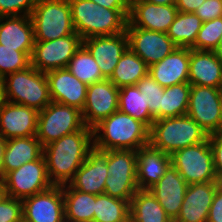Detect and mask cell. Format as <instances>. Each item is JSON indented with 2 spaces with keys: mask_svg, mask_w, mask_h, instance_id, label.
I'll return each instance as SVG.
<instances>
[{
  "mask_svg": "<svg viewBox=\"0 0 222 222\" xmlns=\"http://www.w3.org/2000/svg\"><path fill=\"white\" fill-rule=\"evenodd\" d=\"M93 149V129L86 126L44 146L49 180L53 185L68 184Z\"/></svg>",
  "mask_w": 222,
  "mask_h": 222,
  "instance_id": "obj_1",
  "label": "cell"
},
{
  "mask_svg": "<svg viewBox=\"0 0 222 222\" xmlns=\"http://www.w3.org/2000/svg\"><path fill=\"white\" fill-rule=\"evenodd\" d=\"M149 131L144 123L118 110L93 128L94 149L137 151L149 144Z\"/></svg>",
  "mask_w": 222,
  "mask_h": 222,
  "instance_id": "obj_2",
  "label": "cell"
},
{
  "mask_svg": "<svg viewBox=\"0 0 222 222\" xmlns=\"http://www.w3.org/2000/svg\"><path fill=\"white\" fill-rule=\"evenodd\" d=\"M76 33L87 39L126 31L130 9H107L90 0H68Z\"/></svg>",
  "mask_w": 222,
  "mask_h": 222,
  "instance_id": "obj_3",
  "label": "cell"
},
{
  "mask_svg": "<svg viewBox=\"0 0 222 222\" xmlns=\"http://www.w3.org/2000/svg\"><path fill=\"white\" fill-rule=\"evenodd\" d=\"M208 136L188 115L168 117L153 122L149 131V144L172 155L175 151L206 141Z\"/></svg>",
  "mask_w": 222,
  "mask_h": 222,
  "instance_id": "obj_4",
  "label": "cell"
},
{
  "mask_svg": "<svg viewBox=\"0 0 222 222\" xmlns=\"http://www.w3.org/2000/svg\"><path fill=\"white\" fill-rule=\"evenodd\" d=\"M4 97L7 102L38 111L43 110L52 101L45 73L32 65L4 77Z\"/></svg>",
  "mask_w": 222,
  "mask_h": 222,
  "instance_id": "obj_5",
  "label": "cell"
},
{
  "mask_svg": "<svg viewBox=\"0 0 222 222\" xmlns=\"http://www.w3.org/2000/svg\"><path fill=\"white\" fill-rule=\"evenodd\" d=\"M30 18L35 41H51L76 33L68 0H37Z\"/></svg>",
  "mask_w": 222,
  "mask_h": 222,
  "instance_id": "obj_6",
  "label": "cell"
},
{
  "mask_svg": "<svg viewBox=\"0 0 222 222\" xmlns=\"http://www.w3.org/2000/svg\"><path fill=\"white\" fill-rule=\"evenodd\" d=\"M107 175L104 193L121 200H130L139 190L137 185V152L107 150Z\"/></svg>",
  "mask_w": 222,
  "mask_h": 222,
  "instance_id": "obj_7",
  "label": "cell"
},
{
  "mask_svg": "<svg viewBox=\"0 0 222 222\" xmlns=\"http://www.w3.org/2000/svg\"><path fill=\"white\" fill-rule=\"evenodd\" d=\"M78 108L51 101L39 111L36 138L44 147L84 127Z\"/></svg>",
  "mask_w": 222,
  "mask_h": 222,
  "instance_id": "obj_8",
  "label": "cell"
},
{
  "mask_svg": "<svg viewBox=\"0 0 222 222\" xmlns=\"http://www.w3.org/2000/svg\"><path fill=\"white\" fill-rule=\"evenodd\" d=\"M170 157L171 164L188 185L214 181L216 174L209 139L175 151Z\"/></svg>",
  "mask_w": 222,
  "mask_h": 222,
  "instance_id": "obj_9",
  "label": "cell"
},
{
  "mask_svg": "<svg viewBox=\"0 0 222 222\" xmlns=\"http://www.w3.org/2000/svg\"><path fill=\"white\" fill-rule=\"evenodd\" d=\"M2 182L7 196L25 199L37 193L48 190L53 186L49 180L45 157L21 165L16 170L6 173Z\"/></svg>",
  "mask_w": 222,
  "mask_h": 222,
  "instance_id": "obj_10",
  "label": "cell"
},
{
  "mask_svg": "<svg viewBox=\"0 0 222 222\" xmlns=\"http://www.w3.org/2000/svg\"><path fill=\"white\" fill-rule=\"evenodd\" d=\"M187 115L208 135L221 131L222 88L191 85Z\"/></svg>",
  "mask_w": 222,
  "mask_h": 222,
  "instance_id": "obj_11",
  "label": "cell"
},
{
  "mask_svg": "<svg viewBox=\"0 0 222 222\" xmlns=\"http://www.w3.org/2000/svg\"><path fill=\"white\" fill-rule=\"evenodd\" d=\"M82 44L83 39L77 33L51 41H35L31 65L43 73L67 68L70 59Z\"/></svg>",
  "mask_w": 222,
  "mask_h": 222,
  "instance_id": "obj_12",
  "label": "cell"
},
{
  "mask_svg": "<svg viewBox=\"0 0 222 222\" xmlns=\"http://www.w3.org/2000/svg\"><path fill=\"white\" fill-rule=\"evenodd\" d=\"M119 88L109 79L87 87L86 102L81 111L84 125L93 129L102 120L118 111Z\"/></svg>",
  "mask_w": 222,
  "mask_h": 222,
  "instance_id": "obj_13",
  "label": "cell"
},
{
  "mask_svg": "<svg viewBox=\"0 0 222 222\" xmlns=\"http://www.w3.org/2000/svg\"><path fill=\"white\" fill-rule=\"evenodd\" d=\"M128 48L142 58L146 65L158 63L177 46L165 32L150 31L139 27H126Z\"/></svg>",
  "mask_w": 222,
  "mask_h": 222,
  "instance_id": "obj_14",
  "label": "cell"
},
{
  "mask_svg": "<svg viewBox=\"0 0 222 222\" xmlns=\"http://www.w3.org/2000/svg\"><path fill=\"white\" fill-rule=\"evenodd\" d=\"M23 220L26 222H61L65 217L62 185L22 200Z\"/></svg>",
  "mask_w": 222,
  "mask_h": 222,
  "instance_id": "obj_15",
  "label": "cell"
},
{
  "mask_svg": "<svg viewBox=\"0 0 222 222\" xmlns=\"http://www.w3.org/2000/svg\"><path fill=\"white\" fill-rule=\"evenodd\" d=\"M178 13L175 5L152 4L144 0L130 3V12L126 27L167 32Z\"/></svg>",
  "mask_w": 222,
  "mask_h": 222,
  "instance_id": "obj_16",
  "label": "cell"
},
{
  "mask_svg": "<svg viewBox=\"0 0 222 222\" xmlns=\"http://www.w3.org/2000/svg\"><path fill=\"white\" fill-rule=\"evenodd\" d=\"M83 45L98 64L102 76L110 79L119 59L128 49V37L126 32L111 36H95L83 39Z\"/></svg>",
  "mask_w": 222,
  "mask_h": 222,
  "instance_id": "obj_17",
  "label": "cell"
},
{
  "mask_svg": "<svg viewBox=\"0 0 222 222\" xmlns=\"http://www.w3.org/2000/svg\"><path fill=\"white\" fill-rule=\"evenodd\" d=\"M39 111L5 101L0 107V134L6 139L36 136Z\"/></svg>",
  "mask_w": 222,
  "mask_h": 222,
  "instance_id": "obj_18",
  "label": "cell"
},
{
  "mask_svg": "<svg viewBox=\"0 0 222 222\" xmlns=\"http://www.w3.org/2000/svg\"><path fill=\"white\" fill-rule=\"evenodd\" d=\"M107 170V151L93 149L68 184L83 193L103 194Z\"/></svg>",
  "mask_w": 222,
  "mask_h": 222,
  "instance_id": "obj_19",
  "label": "cell"
},
{
  "mask_svg": "<svg viewBox=\"0 0 222 222\" xmlns=\"http://www.w3.org/2000/svg\"><path fill=\"white\" fill-rule=\"evenodd\" d=\"M51 100L82 111L87 94V85L75 77L67 68L45 73Z\"/></svg>",
  "mask_w": 222,
  "mask_h": 222,
  "instance_id": "obj_20",
  "label": "cell"
},
{
  "mask_svg": "<svg viewBox=\"0 0 222 222\" xmlns=\"http://www.w3.org/2000/svg\"><path fill=\"white\" fill-rule=\"evenodd\" d=\"M187 186V182L171 164L163 177L149 188V191L158 200L167 216L173 222L180 213Z\"/></svg>",
  "mask_w": 222,
  "mask_h": 222,
  "instance_id": "obj_21",
  "label": "cell"
},
{
  "mask_svg": "<svg viewBox=\"0 0 222 222\" xmlns=\"http://www.w3.org/2000/svg\"><path fill=\"white\" fill-rule=\"evenodd\" d=\"M215 192L214 181L188 185L174 222H207Z\"/></svg>",
  "mask_w": 222,
  "mask_h": 222,
  "instance_id": "obj_22",
  "label": "cell"
},
{
  "mask_svg": "<svg viewBox=\"0 0 222 222\" xmlns=\"http://www.w3.org/2000/svg\"><path fill=\"white\" fill-rule=\"evenodd\" d=\"M191 85L222 88V62L214 51L189 48V75Z\"/></svg>",
  "mask_w": 222,
  "mask_h": 222,
  "instance_id": "obj_23",
  "label": "cell"
},
{
  "mask_svg": "<svg viewBox=\"0 0 222 222\" xmlns=\"http://www.w3.org/2000/svg\"><path fill=\"white\" fill-rule=\"evenodd\" d=\"M148 73L162 87L188 82L189 48H175L164 59L151 65Z\"/></svg>",
  "mask_w": 222,
  "mask_h": 222,
  "instance_id": "obj_24",
  "label": "cell"
},
{
  "mask_svg": "<svg viewBox=\"0 0 222 222\" xmlns=\"http://www.w3.org/2000/svg\"><path fill=\"white\" fill-rule=\"evenodd\" d=\"M136 152L138 188L149 189L163 177L171 165V157L150 144L141 147Z\"/></svg>",
  "mask_w": 222,
  "mask_h": 222,
  "instance_id": "obj_25",
  "label": "cell"
},
{
  "mask_svg": "<svg viewBox=\"0 0 222 222\" xmlns=\"http://www.w3.org/2000/svg\"><path fill=\"white\" fill-rule=\"evenodd\" d=\"M34 28L30 16L0 17V44L18 51L33 52Z\"/></svg>",
  "mask_w": 222,
  "mask_h": 222,
  "instance_id": "obj_26",
  "label": "cell"
},
{
  "mask_svg": "<svg viewBox=\"0 0 222 222\" xmlns=\"http://www.w3.org/2000/svg\"><path fill=\"white\" fill-rule=\"evenodd\" d=\"M42 155L43 146L36 136L6 140V148L2 160L3 176L25 163L38 160Z\"/></svg>",
  "mask_w": 222,
  "mask_h": 222,
  "instance_id": "obj_27",
  "label": "cell"
},
{
  "mask_svg": "<svg viewBox=\"0 0 222 222\" xmlns=\"http://www.w3.org/2000/svg\"><path fill=\"white\" fill-rule=\"evenodd\" d=\"M129 222H173L149 189H139L130 200Z\"/></svg>",
  "mask_w": 222,
  "mask_h": 222,
  "instance_id": "obj_28",
  "label": "cell"
},
{
  "mask_svg": "<svg viewBox=\"0 0 222 222\" xmlns=\"http://www.w3.org/2000/svg\"><path fill=\"white\" fill-rule=\"evenodd\" d=\"M65 218L76 222H93L96 195L62 185Z\"/></svg>",
  "mask_w": 222,
  "mask_h": 222,
  "instance_id": "obj_29",
  "label": "cell"
},
{
  "mask_svg": "<svg viewBox=\"0 0 222 222\" xmlns=\"http://www.w3.org/2000/svg\"><path fill=\"white\" fill-rule=\"evenodd\" d=\"M148 71L149 67L145 61L128 48L119 59L109 80L120 89L136 85Z\"/></svg>",
  "mask_w": 222,
  "mask_h": 222,
  "instance_id": "obj_30",
  "label": "cell"
},
{
  "mask_svg": "<svg viewBox=\"0 0 222 222\" xmlns=\"http://www.w3.org/2000/svg\"><path fill=\"white\" fill-rule=\"evenodd\" d=\"M147 102L137 85L119 89L118 110L141 121L150 129L155 120L151 116Z\"/></svg>",
  "mask_w": 222,
  "mask_h": 222,
  "instance_id": "obj_31",
  "label": "cell"
},
{
  "mask_svg": "<svg viewBox=\"0 0 222 222\" xmlns=\"http://www.w3.org/2000/svg\"><path fill=\"white\" fill-rule=\"evenodd\" d=\"M202 23L195 13L178 11L166 34L177 47L191 48L195 44Z\"/></svg>",
  "mask_w": 222,
  "mask_h": 222,
  "instance_id": "obj_32",
  "label": "cell"
},
{
  "mask_svg": "<svg viewBox=\"0 0 222 222\" xmlns=\"http://www.w3.org/2000/svg\"><path fill=\"white\" fill-rule=\"evenodd\" d=\"M129 206L127 200L105 193L96 195L93 222H129Z\"/></svg>",
  "mask_w": 222,
  "mask_h": 222,
  "instance_id": "obj_33",
  "label": "cell"
},
{
  "mask_svg": "<svg viewBox=\"0 0 222 222\" xmlns=\"http://www.w3.org/2000/svg\"><path fill=\"white\" fill-rule=\"evenodd\" d=\"M191 84L189 82L164 87L161 119L187 115Z\"/></svg>",
  "mask_w": 222,
  "mask_h": 222,
  "instance_id": "obj_34",
  "label": "cell"
},
{
  "mask_svg": "<svg viewBox=\"0 0 222 222\" xmlns=\"http://www.w3.org/2000/svg\"><path fill=\"white\" fill-rule=\"evenodd\" d=\"M67 69L87 86L105 79L98 64L83 44L70 59Z\"/></svg>",
  "mask_w": 222,
  "mask_h": 222,
  "instance_id": "obj_35",
  "label": "cell"
},
{
  "mask_svg": "<svg viewBox=\"0 0 222 222\" xmlns=\"http://www.w3.org/2000/svg\"><path fill=\"white\" fill-rule=\"evenodd\" d=\"M32 52L18 51L0 44V76L24 70L31 65Z\"/></svg>",
  "mask_w": 222,
  "mask_h": 222,
  "instance_id": "obj_36",
  "label": "cell"
},
{
  "mask_svg": "<svg viewBox=\"0 0 222 222\" xmlns=\"http://www.w3.org/2000/svg\"><path fill=\"white\" fill-rule=\"evenodd\" d=\"M222 36V17L202 23L195 44L191 49L213 51Z\"/></svg>",
  "mask_w": 222,
  "mask_h": 222,
  "instance_id": "obj_37",
  "label": "cell"
},
{
  "mask_svg": "<svg viewBox=\"0 0 222 222\" xmlns=\"http://www.w3.org/2000/svg\"><path fill=\"white\" fill-rule=\"evenodd\" d=\"M141 93H144L148 101L149 111L154 120L161 119V101L164 94V87L160 86L148 73L137 84Z\"/></svg>",
  "mask_w": 222,
  "mask_h": 222,
  "instance_id": "obj_38",
  "label": "cell"
},
{
  "mask_svg": "<svg viewBox=\"0 0 222 222\" xmlns=\"http://www.w3.org/2000/svg\"><path fill=\"white\" fill-rule=\"evenodd\" d=\"M36 3L37 0H0V17L30 16Z\"/></svg>",
  "mask_w": 222,
  "mask_h": 222,
  "instance_id": "obj_39",
  "label": "cell"
},
{
  "mask_svg": "<svg viewBox=\"0 0 222 222\" xmlns=\"http://www.w3.org/2000/svg\"><path fill=\"white\" fill-rule=\"evenodd\" d=\"M22 220H23L22 200L7 196L0 203V222H21Z\"/></svg>",
  "mask_w": 222,
  "mask_h": 222,
  "instance_id": "obj_40",
  "label": "cell"
},
{
  "mask_svg": "<svg viewBox=\"0 0 222 222\" xmlns=\"http://www.w3.org/2000/svg\"><path fill=\"white\" fill-rule=\"evenodd\" d=\"M202 22L222 17V0H205L194 12Z\"/></svg>",
  "mask_w": 222,
  "mask_h": 222,
  "instance_id": "obj_41",
  "label": "cell"
},
{
  "mask_svg": "<svg viewBox=\"0 0 222 222\" xmlns=\"http://www.w3.org/2000/svg\"><path fill=\"white\" fill-rule=\"evenodd\" d=\"M215 173H222V131L209 134Z\"/></svg>",
  "mask_w": 222,
  "mask_h": 222,
  "instance_id": "obj_42",
  "label": "cell"
},
{
  "mask_svg": "<svg viewBox=\"0 0 222 222\" xmlns=\"http://www.w3.org/2000/svg\"><path fill=\"white\" fill-rule=\"evenodd\" d=\"M207 222H222V193L216 191L209 210Z\"/></svg>",
  "mask_w": 222,
  "mask_h": 222,
  "instance_id": "obj_43",
  "label": "cell"
},
{
  "mask_svg": "<svg viewBox=\"0 0 222 222\" xmlns=\"http://www.w3.org/2000/svg\"><path fill=\"white\" fill-rule=\"evenodd\" d=\"M204 1L205 0H176L175 6L180 12L194 13Z\"/></svg>",
  "mask_w": 222,
  "mask_h": 222,
  "instance_id": "obj_44",
  "label": "cell"
},
{
  "mask_svg": "<svg viewBox=\"0 0 222 222\" xmlns=\"http://www.w3.org/2000/svg\"><path fill=\"white\" fill-rule=\"evenodd\" d=\"M107 9H130L128 0H90Z\"/></svg>",
  "mask_w": 222,
  "mask_h": 222,
  "instance_id": "obj_45",
  "label": "cell"
},
{
  "mask_svg": "<svg viewBox=\"0 0 222 222\" xmlns=\"http://www.w3.org/2000/svg\"><path fill=\"white\" fill-rule=\"evenodd\" d=\"M6 148V139L0 134V181L3 179L2 160Z\"/></svg>",
  "mask_w": 222,
  "mask_h": 222,
  "instance_id": "obj_46",
  "label": "cell"
},
{
  "mask_svg": "<svg viewBox=\"0 0 222 222\" xmlns=\"http://www.w3.org/2000/svg\"><path fill=\"white\" fill-rule=\"evenodd\" d=\"M214 184L215 189L218 192L222 193V173H215Z\"/></svg>",
  "mask_w": 222,
  "mask_h": 222,
  "instance_id": "obj_47",
  "label": "cell"
},
{
  "mask_svg": "<svg viewBox=\"0 0 222 222\" xmlns=\"http://www.w3.org/2000/svg\"><path fill=\"white\" fill-rule=\"evenodd\" d=\"M152 4L175 5L176 0H144Z\"/></svg>",
  "mask_w": 222,
  "mask_h": 222,
  "instance_id": "obj_48",
  "label": "cell"
},
{
  "mask_svg": "<svg viewBox=\"0 0 222 222\" xmlns=\"http://www.w3.org/2000/svg\"><path fill=\"white\" fill-rule=\"evenodd\" d=\"M4 78L0 76V107L4 104Z\"/></svg>",
  "mask_w": 222,
  "mask_h": 222,
  "instance_id": "obj_49",
  "label": "cell"
},
{
  "mask_svg": "<svg viewBox=\"0 0 222 222\" xmlns=\"http://www.w3.org/2000/svg\"><path fill=\"white\" fill-rule=\"evenodd\" d=\"M213 51L216 57L222 62V36L219 45Z\"/></svg>",
  "mask_w": 222,
  "mask_h": 222,
  "instance_id": "obj_50",
  "label": "cell"
},
{
  "mask_svg": "<svg viewBox=\"0 0 222 222\" xmlns=\"http://www.w3.org/2000/svg\"><path fill=\"white\" fill-rule=\"evenodd\" d=\"M7 197L6 188L2 181H0V203Z\"/></svg>",
  "mask_w": 222,
  "mask_h": 222,
  "instance_id": "obj_51",
  "label": "cell"
},
{
  "mask_svg": "<svg viewBox=\"0 0 222 222\" xmlns=\"http://www.w3.org/2000/svg\"><path fill=\"white\" fill-rule=\"evenodd\" d=\"M61 222H76V221L69 220V219H67V218L64 217L63 220H62Z\"/></svg>",
  "mask_w": 222,
  "mask_h": 222,
  "instance_id": "obj_52",
  "label": "cell"
},
{
  "mask_svg": "<svg viewBox=\"0 0 222 222\" xmlns=\"http://www.w3.org/2000/svg\"><path fill=\"white\" fill-rule=\"evenodd\" d=\"M221 131H222V115H221Z\"/></svg>",
  "mask_w": 222,
  "mask_h": 222,
  "instance_id": "obj_53",
  "label": "cell"
}]
</instances>
